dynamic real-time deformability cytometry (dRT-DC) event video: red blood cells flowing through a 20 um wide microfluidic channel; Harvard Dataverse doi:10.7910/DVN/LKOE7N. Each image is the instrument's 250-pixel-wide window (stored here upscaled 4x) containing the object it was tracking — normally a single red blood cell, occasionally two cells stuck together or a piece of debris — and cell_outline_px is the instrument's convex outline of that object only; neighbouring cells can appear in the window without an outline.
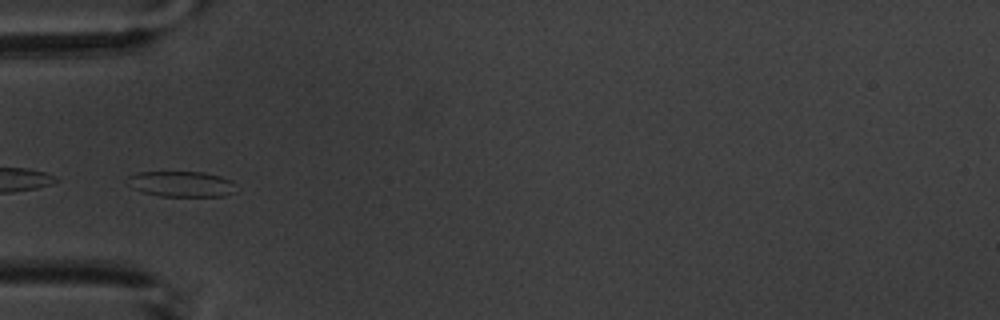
{"species": "common noctule bat (a hibernating species)", "species_latin": "Nyctalus noctula", "temperature_condition": "warm", "stored_images_in_passage": 7, "camera_frame_rate_fps": 3000, "um_per_image_px": 0.085, "animal": {"sex": "male", "body_mass_g": 20.1, "forearm_length_mm": 53.5}, "frame": {"image": 1, "passage_image": 5, "time_ms": 4.667, "image_size_px": [1000, 320], "cell_outline_px": [[236, 192], [224, 196], [160, 196], [140, 192], [132, 188], [124, 180], [128, 176], [136, 172], [204, 172], [220, 176], [232, 180], [236, 184]], "centroid_in_image_um": [15.4, 15.64], "position_along_channel_um": 69.6, "area_um2": 16.59}}
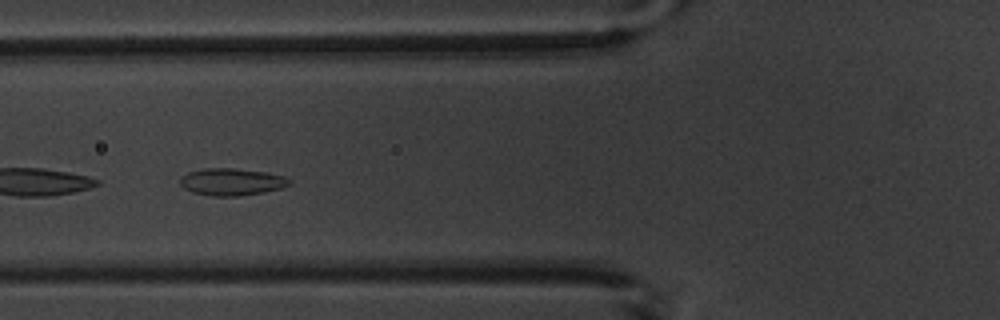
{"frame": {"image": 2, "passage_image": 6, "time_ms": 5.667, "image_size_px": [1000, 320], "cell_outline_px": [[292, 184], [280, 188], [264, 192], [240, 196], [212, 196], [192, 192], [184, 188], [180, 184], [180, 176], [188, 172], [204, 168], [232, 168], [264, 172], [284, 176]], "centroid_in_image_um": [19.65, 15.46], "position_along_channel_um": 106.2, "area_um2": 17.22}}
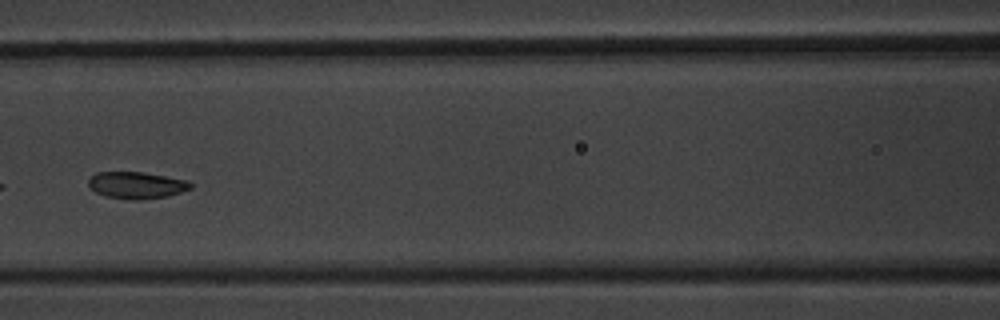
{"frame": {"image": 3, "passage_image": 7, "time_ms": 7.0, "image_size_px": [1000, 320], "cell_outline_px": [[192, 188], [168, 196], [140, 200], [128, 200], [104, 196], [96, 192], [88, 184], [88, 176], [96, 172], [140, 172], [188, 180], [192, 184]], "centroid_in_image_um": [11.57, 15.74], "position_along_channel_um": 155.0, "area_um2": 16.07}}